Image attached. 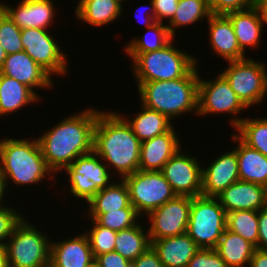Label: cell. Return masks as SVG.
I'll list each match as a JSON object with an SVG mask.
<instances>
[{"label": "cell", "instance_id": "40", "mask_svg": "<svg viewBox=\"0 0 267 267\" xmlns=\"http://www.w3.org/2000/svg\"><path fill=\"white\" fill-rule=\"evenodd\" d=\"M211 14H227L254 7L256 0H207Z\"/></svg>", "mask_w": 267, "mask_h": 267}, {"label": "cell", "instance_id": "52", "mask_svg": "<svg viewBox=\"0 0 267 267\" xmlns=\"http://www.w3.org/2000/svg\"><path fill=\"white\" fill-rule=\"evenodd\" d=\"M264 190H265V197H266V200H267V183L264 185Z\"/></svg>", "mask_w": 267, "mask_h": 267}, {"label": "cell", "instance_id": "51", "mask_svg": "<svg viewBox=\"0 0 267 267\" xmlns=\"http://www.w3.org/2000/svg\"><path fill=\"white\" fill-rule=\"evenodd\" d=\"M86 267H100L99 263L94 258Z\"/></svg>", "mask_w": 267, "mask_h": 267}, {"label": "cell", "instance_id": "3", "mask_svg": "<svg viewBox=\"0 0 267 267\" xmlns=\"http://www.w3.org/2000/svg\"><path fill=\"white\" fill-rule=\"evenodd\" d=\"M196 64L184 77L174 80L136 82L139 100L145 107L166 115L172 122L178 116L198 114V83ZM194 111V112H193Z\"/></svg>", "mask_w": 267, "mask_h": 267}, {"label": "cell", "instance_id": "46", "mask_svg": "<svg viewBox=\"0 0 267 267\" xmlns=\"http://www.w3.org/2000/svg\"><path fill=\"white\" fill-rule=\"evenodd\" d=\"M150 4V6L148 7V5L147 6H145L146 8L148 7V9H146L147 11V15L145 16L146 18L144 19V25H146V27L148 28V27H151L154 23H156V21H155V9H154V4H153V2H152V0L149 2ZM141 8V7H140ZM142 8H143V5H142ZM150 9V10H149ZM139 10V9H138ZM139 15V14H138ZM145 15V14H144ZM137 16V15H136ZM137 18V17H136ZM142 19V20H143ZM146 20V21H145Z\"/></svg>", "mask_w": 267, "mask_h": 267}, {"label": "cell", "instance_id": "42", "mask_svg": "<svg viewBox=\"0 0 267 267\" xmlns=\"http://www.w3.org/2000/svg\"><path fill=\"white\" fill-rule=\"evenodd\" d=\"M100 267H127L131 264L129 260L113 251L95 257Z\"/></svg>", "mask_w": 267, "mask_h": 267}, {"label": "cell", "instance_id": "9", "mask_svg": "<svg viewBox=\"0 0 267 267\" xmlns=\"http://www.w3.org/2000/svg\"><path fill=\"white\" fill-rule=\"evenodd\" d=\"M248 108L241 102L238 96L230 87L225 77L219 74L212 80L202 79L199 76L198 83V116H207L209 114H229L232 128H237L244 119L238 116ZM225 113V114H224ZM237 116V117H236ZM239 117V118H238Z\"/></svg>", "mask_w": 267, "mask_h": 267}, {"label": "cell", "instance_id": "5", "mask_svg": "<svg viewBox=\"0 0 267 267\" xmlns=\"http://www.w3.org/2000/svg\"><path fill=\"white\" fill-rule=\"evenodd\" d=\"M174 39L165 47L146 53H126L132 60L136 82L174 80L184 77L196 64V58L174 46Z\"/></svg>", "mask_w": 267, "mask_h": 267}, {"label": "cell", "instance_id": "49", "mask_svg": "<svg viewBox=\"0 0 267 267\" xmlns=\"http://www.w3.org/2000/svg\"><path fill=\"white\" fill-rule=\"evenodd\" d=\"M0 267H10L5 245L0 244Z\"/></svg>", "mask_w": 267, "mask_h": 267}, {"label": "cell", "instance_id": "47", "mask_svg": "<svg viewBox=\"0 0 267 267\" xmlns=\"http://www.w3.org/2000/svg\"><path fill=\"white\" fill-rule=\"evenodd\" d=\"M255 7L267 25V0H256Z\"/></svg>", "mask_w": 267, "mask_h": 267}, {"label": "cell", "instance_id": "28", "mask_svg": "<svg viewBox=\"0 0 267 267\" xmlns=\"http://www.w3.org/2000/svg\"><path fill=\"white\" fill-rule=\"evenodd\" d=\"M99 190L86 204L88 214H103L123 208H134L130 202L128 186L123 179ZM115 182V183H114Z\"/></svg>", "mask_w": 267, "mask_h": 267}, {"label": "cell", "instance_id": "11", "mask_svg": "<svg viewBox=\"0 0 267 267\" xmlns=\"http://www.w3.org/2000/svg\"><path fill=\"white\" fill-rule=\"evenodd\" d=\"M68 175V191L77 199L88 202L99 190L108 187L113 172L109 170L104 161L92 151L79 156L65 169Z\"/></svg>", "mask_w": 267, "mask_h": 267}, {"label": "cell", "instance_id": "35", "mask_svg": "<svg viewBox=\"0 0 267 267\" xmlns=\"http://www.w3.org/2000/svg\"><path fill=\"white\" fill-rule=\"evenodd\" d=\"M89 217V218H88ZM87 219L95 220L99 225L115 231H121L137 225L141 216L135 208H123L103 214H88Z\"/></svg>", "mask_w": 267, "mask_h": 267}, {"label": "cell", "instance_id": "37", "mask_svg": "<svg viewBox=\"0 0 267 267\" xmlns=\"http://www.w3.org/2000/svg\"><path fill=\"white\" fill-rule=\"evenodd\" d=\"M0 44L7 55L24 51L21 43V29L0 8Z\"/></svg>", "mask_w": 267, "mask_h": 267}, {"label": "cell", "instance_id": "34", "mask_svg": "<svg viewBox=\"0 0 267 267\" xmlns=\"http://www.w3.org/2000/svg\"><path fill=\"white\" fill-rule=\"evenodd\" d=\"M226 227L255 246L258 244V211L238 210L227 213Z\"/></svg>", "mask_w": 267, "mask_h": 267}, {"label": "cell", "instance_id": "12", "mask_svg": "<svg viewBox=\"0 0 267 267\" xmlns=\"http://www.w3.org/2000/svg\"><path fill=\"white\" fill-rule=\"evenodd\" d=\"M49 31L39 28L21 30L24 51L51 77L69 74L67 55Z\"/></svg>", "mask_w": 267, "mask_h": 267}, {"label": "cell", "instance_id": "26", "mask_svg": "<svg viewBox=\"0 0 267 267\" xmlns=\"http://www.w3.org/2000/svg\"><path fill=\"white\" fill-rule=\"evenodd\" d=\"M75 8V17L81 22L100 28L109 26L121 17L123 6L114 0H79Z\"/></svg>", "mask_w": 267, "mask_h": 267}, {"label": "cell", "instance_id": "17", "mask_svg": "<svg viewBox=\"0 0 267 267\" xmlns=\"http://www.w3.org/2000/svg\"><path fill=\"white\" fill-rule=\"evenodd\" d=\"M0 73L25 84L35 93L37 88L49 90L54 85L53 78L25 51L7 55Z\"/></svg>", "mask_w": 267, "mask_h": 267}, {"label": "cell", "instance_id": "23", "mask_svg": "<svg viewBox=\"0 0 267 267\" xmlns=\"http://www.w3.org/2000/svg\"><path fill=\"white\" fill-rule=\"evenodd\" d=\"M231 21L240 49L247 54V47H259L265 21L254 6L225 14Z\"/></svg>", "mask_w": 267, "mask_h": 267}, {"label": "cell", "instance_id": "45", "mask_svg": "<svg viewBox=\"0 0 267 267\" xmlns=\"http://www.w3.org/2000/svg\"><path fill=\"white\" fill-rule=\"evenodd\" d=\"M249 267H267V250L255 249Z\"/></svg>", "mask_w": 267, "mask_h": 267}, {"label": "cell", "instance_id": "6", "mask_svg": "<svg viewBox=\"0 0 267 267\" xmlns=\"http://www.w3.org/2000/svg\"><path fill=\"white\" fill-rule=\"evenodd\" d=\"M22 220L5 243L10 267H50L51 241L33 222Z\"/></svg>", "mask_w": 267, "mask_h": 267}, {"label": "cell", "instance_id": "29", "mask_svg": "<svg viewBox=\"0 0 267 267\" xmlns=\"http://www.w3.org/2000/svg\"><path fill=\"white\" fill-rule=\"evenodd\" d=\"M255 249L254 244L228 229L224 231L215 248L228 267H249Z\"/></svg>", "mask_w": 267, "mask_h": 267}, {"label": "cell", "instance_id": "53", "mask_svg": "<svg viewBox=\"0 0 267 267\" xmlns=\"http://www.w3.org/2000/svg\"><path fill=\"white\" fill-rule=\"evenodd\" d=\"M114 1L119 2L123 6V2L125 3V1H127V0H114Z\"/></svg>", "mask_w": 267, "mask_h": 267}, {"label": "cell", "instance_id": "10", "mask_svg": "<svg viewBox=\"0 0 267 267\" xmlns=\"http://www.w3.org/2000/svg\"><path fill=\"white\" fill-rule=\"evenodd\" d=\"M123 180L128 186L131 205L141 217L176 196L161 171L138 170Z\"/></svg>", "mask_w": 267, "mask_h": 267}, {"label": "cell", "instance_id": "1", "mask_svg": "<svg viewBox=\"0 0 267 267\" xmlns=\"http://www.w3.org/2000/svg\"><path fill=\"white\" fill-rule=\"evenodd\" d=\"M62 119L37 137L48 168L57 176L76 158L93 151L94 129L99 110L86 108Z\"/></svg>", "mask_w": 267, "mask_h": 267}, {"label": "cell", "instance_id": "32", "mask_svg": "<svg viewBox=\"0 0 267 267\" xmlns=\"http://www.w3.org/2000/svg\"><path fill=\"white\" fill-rule=\"evenodd\" d=\"M211 15L207 0H179L175 15L169 23H166L170 33L175 37L176 28L202 23Z\"/></svg>", "mask_w": 267, "mask_h": 267}, {"label": "cell", "instance_id": "38", "mask_svg": "<svg viewBox=\"0 0 267 267\" xmlns=\"http://www.w3.org/2000/svg\"><path fill=\"white\" fill-rule=\"evenodd\" d=\"M23 214L12 206L0 205V244L5 245L16 225L22 220Z\"/></svg>", "mask_w": 267, "mask_h": 267}, {"label": "cell", "instance_id": "19", "mask_svg": "<svg viewBox=\"0 0 267 267\" xmlns=\"http://www.w3.org/2000/svg\"><path fill=\"white\" fill-rule=\"evenodd\" d=\"M226 213L238 210L259 211L267 206L264 186L236 181L217 196Z\"/></svg>", "mask_w": 267, "mask_h": 267}, {"label": "cell", "instance_id": "44", "mask_svg": "<svg viewBox=\"0 0 267 267\" xmlns=\"http://www.w3.org/2000/svg\"><path fill=\"white\" fill-rule=\"evenodd\" d=\"M256 248L267 250V206L258 211V244Z\"/></svg>", "mask_w": 267, "mask_h": 267}, {"label": "cell", "instance_id": "2", "mask_svg": "<svg viewBox=\"0 0 267 267\" xmlns=\"http://www.w3.org/2000/svg\"><path fill=\"white\" fill-rule=\"evenodd\" d=\"M141 142L126 120L114 111H101L94 129L93 151L119 179L139 170Z\"/></svg>", "mask_w": 267, "mask_h": 267}, {"label": "cell", "instance_id": "31", "mask_svg": "<svg viewBox=\"0 0 267 267\" xmlns=\"http://www.w3.org/2000/svg\"><path fill=\"white\" fill-rule=\"evenodd\" d=\"M147 29L149 32H146L143 37H134L128 44H125L124 54L146 53L159 50L175 39V37L170 33L168 26L161 22H156Z\"/></svg>", "mask_w": 267, "mask_h": 267}, {"label": "cell", "instance_id": "33", "mask_svg": "<svg viewBox=\"0 0 267 267\" xmlns=\"http://www.w3.org/2000/svg\"><path fill=\"white\" fill-rule=\"evenodd\" d=\"M235 131L245 144L267 157V118L244 117Z\"/></svg>", "mask_w": 267, "mask_h": 267}, {"label": "cell", "instance_id": "41", "mask_svg": "<svg viewBox=\"0 0 267 267\" xmlns=\"http://www.w3.org/2000/svg\"><path fill=\"white\" fill-rule=\"evenodd\" d=\"M155 9V21L169 23L175 15L179 0H152Z\"/></svg>", "mask_w": 267, "mask_h": 267}, {"label": "cell", "instance_id": "25", "mask_svg": "<svg viewBox=\"0 0 267 267\" xmlns=\"http://www.w3.org/2000/svg\"><path fill=\"white\" fill-rule=\"evenodd\" d=\"M231 139L237 143L234 149L238 159L239 180L264 186L267 183V157L249 147L235 133Z\"/></svg>", "mask_w": 267, "mask_h": 267}, {"label": "cell", "instance_id": "13", "mask_svg": "<svg viewBox=\"0 0 267 267\" xmlns=\"http://www.w3.org/2000/svg\"><path fill=\"white\" fill-rule=\"evenodd\" d=\"M191 197L175 196L147 215L150 240L173 237L187 232Z\"/></svg>", "mask_w": 267, "mask_h": 267}, {"label": "cell", "instance_id": "15", "mask_svg": "<svg viewBox=\"0 0 267 267\" xmlns=\"http://www.w3.org/2000/svg\"><path fill=\"white\" fill-rule=\"evenodd\" d=\"M231 150V151H230ZM221 153L205 168H202V194L217 197L229 185L239 180V166L235 149Z\"/></svg>", "mask_w": 267, "mask_h": 267}, {"label": "cell", "instance_id": "7", "mask_svg": "<svg viewBox=\"0 0 267 267\" xmlns=\"http://www.w3.org/2000/svg\"><path fill=\"white\" fill-rule=\"evenodd\" d=\"M227 213L217 197H191L187 234L199 248L215 249L226 227Z\"/></svg>", "mask_w": 267, "mask_h": 267}, {"label": "cell", "instance_id": "30", "mask_svg": "<svg viewBox=\"0 0 267 267\" xmlns=\"http://www.w3.org/2000/svg\"><path fill=\"white\" fill-rule=\"evenodd\" d=\"M150 246L148 230L138 223L131 228L117 231L114 251L132 263Z\"/></svg>", "mask_w": 267, "mask_h": 267}, {"label": "cell", "instance_id": "24", "mask_svg": "<svg viewBox=\"0 0 267 267\" xmlns=\"http://www.w3.org/2000/svg\"><path fill=\"white\" fill-rule=\"evenodd\" d=\"M41 95L25 84L0 73V116L18 112L32 103H40Z\"/></svg>", "mask_w": 267, "mask_h": 267}, {"label": "cell", "instance_id": "36", "mask_svg": "<svg viewBox=\"0 0 267 267\" xmlns=\"http://www.w3.org/2000/svg\"><path fill=\"white\" fill-rule=\"evenodd\" d=\"M92 222V228L90 231L84 232L89 240L90 248L92 250L93 257L98 255L113 252L115 248V240L117 231L99 225L95 220Z\"/></svg>", "mask_w": 267, "mask_h": 267}, {"label": "cell", "instance_id": "14", "mask_svg": "<svg viewBox=\"0 0 267 267\" xmlns=\"http://www.w3.org/2000/svg\"><path fill=\"white\" fill-rule=\"evenodd\" d=\"M179 149L161 172L177 196L196 197L202 194V164L197 156Z\"/></svg>", "mask_w": 267, "mask_h": 267}, {"label": "cell", "instance_id": "16", "mask_svg": "<svg viewBox=\"0 0 267 267\" xmlns=\"http://www.w3.org/2000/svg\"><path fill=\"white\" fill-rule=\"evenodd\" d=\"M14 7L0 2V8L22 30L25 28H39L50 30L55 22V4L52 0H20ZM14 7V8H13ZM54 21V22H53Z\"/></svg>", "mask_w": 267, "mask_h": 267}, {"label": "cell", "instance_id": "21", "mask_svg": "<svg viewBox=\"0 0 267 267\" xmlns=\"http://www.w3.org/2000/svg\"><path fill=\"white\" fill-rule=\"evenodd\" d=\"M94 259L85 233L51 241L50 267H86Z\"/></svg>", "mask_w": 267, "mask_h": 267}, {"label": "cell", "instance_id": "43", "mask_svg": "<svg viewBox=\"0 0 267 267\" xmlns=\"http://www.w3.org/2000/svg\"><path fill=\"white\" fill-rule=\"evenodd\" d=\"M132 264L133 267H163L157 252L152 246L134 260Z\"/></svg>", "mask_w": 267, "mask_h": 267}, {"label": "cell", "instance_id": "50", "mask_svg": "<svg viewBox=\"0 0 267 267\" xmlns=\"http://www.w3.org/2000/svg\"><path fill=\"white\" fill-rule=\"evenodd\" d=\"M7 57V53L0 44V68L3 66L4 60Z\"/></svg>", "mask_w": 267, "mask_h": 267}, {"label": "cell", "instance_id": "18", "mask_svg": "<svg viewBox=\"0 0 267 267\" xmlns=\"http://www.w3.org/2000/svg\"><path fill=\"white\" fill-rule=\"evenodd\" d=\"M175 129L173 126L168 132L141 143L139 170L161 171L168 160L182 148V139Z\"/></svg>", "mask_w": 267, "mask_h": 267}, {"label": "cell", "instance_id": "22", "mask_svg": "<svg viewBox=\"0 0 267 267\" xmlns=\"http://www.w3.org/2000/svg\"><path fill=\"white\" fill-rule=\"evenodd\" d=\"M150 241L163 267H187L188 262L199 250L187 233Z\"/></svg>", "mask_w": 267, "mask_h": 267}, {"label": "cell", "instance_id": "48", "mask_svg": "<svg viewBox=\"0 0 267 267\" xmlns=\"http://www.w3.org/2000/svg\"><path fill=\"white\" fill-rule=\"evenodd\" d=\"M6 188H8L6 185V179L0 168V205H2V203L5 204V201L3 199L5 198L4 195L7 192L6 190H8Z\"/></svg>", "mask_w": 267, "mask_h": 267}, {"label": "cell", "instance_id": "20", "mask_svg": "<svg viewBox=\"0 0 267 267\" xmlns=\"http://www.w3.org/2000/svg\"><path fill=\"white\" fill-rule=\"evenodd\" d=\"M206 22L210 48L216 55L228 62L247 58L240 49L232 23L225 14H211Z\"/></svg>", "mask_w": 267, "mask_h": 267}, {"label": "cell", "instance_id": "8", "mask_svg": "<svg viewBox=\"0 0 267 267\" xmlns=\"http://www.w3.org/2000/svg\"><path fill=\"white\" fill-rule=\"evenodd\" d=\"M248 57L229 61L227 68L220 71L247 108L264 102L267 96V65Z\"/></svg>", "mask_w": 267, "mask_h": 267}, {"label": "cell", "instance_id": "4", "mask_svg": "<svg viewBox=\"0 0 267 267\" xmlns=\"http://www.w3.org/2000/svg\"><path fill=\"white\" fill-rule=\"evenodd\" d=\"M30 138L0 140V168L7 186L10 180L16 186L22 187L38 185L47 179V176L50 180L56 179L46 164L37 138Z\"/></svg>", "mask_w": 267, "mask_h": 267}, {"label": "cell", "instance_id": "27", "mask_svg": "<svg viewBox=\"0 0 267 267\" xmlns=\"http://www.w3.org/2000/svg\"><path fill=\"white\" fill-rule=\"evenodd\" d=\"M140 106V112L132 113L131 118L126 114H119L131 126L133 133L141 143L168 132L174 126L166 115L149 109L142 104ZM132 116H134L133 119Z\"/></svg>", "mask_w": 267, "mask_h": 267}, {"label": "cell", "instance_id": "39", "mask_svg": "<svg viewBox=\"0 0 267 267\" xmlns=\"http://www.w3.org/2000/svg\"><path fill=\"white\" fill-rule=\"evenodd\" d=\"M187 267H228L215 249L199 248Z\"/></svg>", "mask_w": 267, "mask_h": 267}]
</instances>
